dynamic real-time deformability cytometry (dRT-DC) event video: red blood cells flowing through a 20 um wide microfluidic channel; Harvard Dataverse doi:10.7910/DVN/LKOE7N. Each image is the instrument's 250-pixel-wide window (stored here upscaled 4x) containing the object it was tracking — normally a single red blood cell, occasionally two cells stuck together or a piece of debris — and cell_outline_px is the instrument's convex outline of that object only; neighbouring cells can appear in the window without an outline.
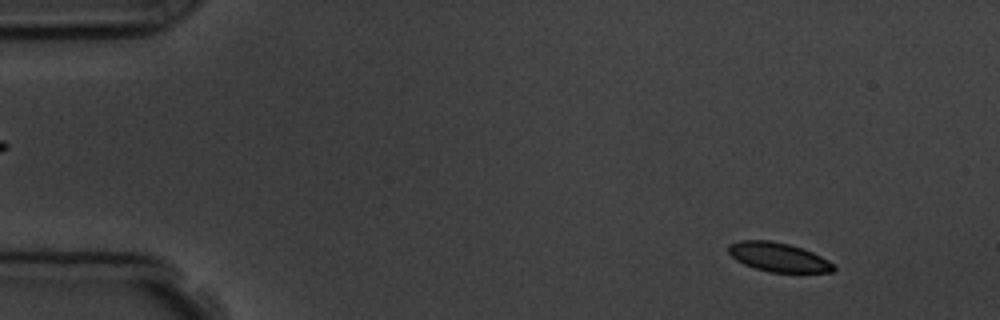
{"species": "common noctule bat (a hibernating species)", "species_latin": "Nyctalus noctula", "temperature_condition": "room temperature", "stored_images_in_passage": 3, "camera_frame_rate_fps": 3000, "um_per_image_px": 0.085, "animal": {"sex": "male", "body_mass_g": 19.5, "forearm_length_mm": 54.6}, "frame": {"image": 1, "passage_image": 1, "time_ms": 0.0, "image_size_px": [1000, 320], "cell_outline_px": [[836, 268], [832, 272], [768, 272], [744, 264], [736, 260], [728, 252], [728, 244], [740, 240], [768, 240], [788, 244], [812, 252], [828, 260]], "centroid_in_image_um": [66.13, 21.85], "position_along_channel_um": 18.9, "area_um2": 17.63}}